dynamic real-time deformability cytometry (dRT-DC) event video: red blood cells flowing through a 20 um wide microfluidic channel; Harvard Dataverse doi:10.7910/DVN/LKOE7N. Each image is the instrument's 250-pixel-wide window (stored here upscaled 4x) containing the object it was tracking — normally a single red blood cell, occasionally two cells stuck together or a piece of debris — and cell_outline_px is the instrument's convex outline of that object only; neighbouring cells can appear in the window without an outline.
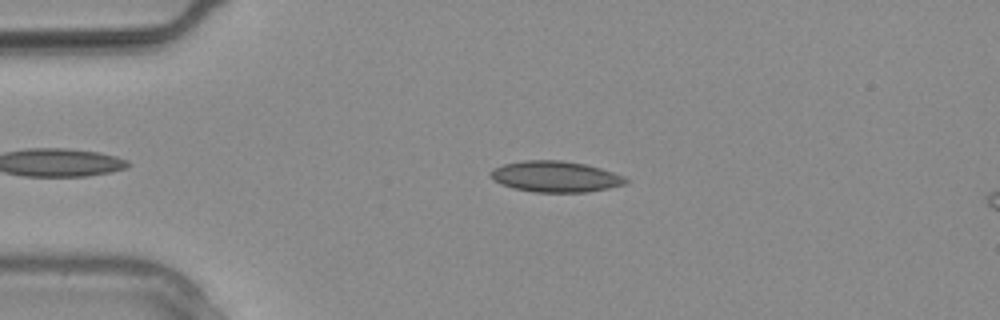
{"species": "common noctule bat (a hibernating species)", "species_latin": "Nyctalus noctula", "temperature_condition": "warm", "stored_images_in_passage": 6, "camera_frame_rate_fps": 3000, "um_per_image_px": 0.085, "animal": {"sex": "male", "body_mass_g": 20.4}, "frame": {"image": 1, "passage_image": 3, "time_ms": 0.667, "image_size_px": [1000, 320], "cell_outline_px": [[628, 184], [588, 192], [532, 192], [512, 188], [500, 184], [492, 180], [488, 176], [488, 172], [492, 168], [504, 164], [524, 160], [560, 160], [588, 164], [624, 176], [628, 180]], "centroid_in_image_um": [47.17, 15.01], "position_along_channel_um": 37.8, "area_um2": 24.8}}